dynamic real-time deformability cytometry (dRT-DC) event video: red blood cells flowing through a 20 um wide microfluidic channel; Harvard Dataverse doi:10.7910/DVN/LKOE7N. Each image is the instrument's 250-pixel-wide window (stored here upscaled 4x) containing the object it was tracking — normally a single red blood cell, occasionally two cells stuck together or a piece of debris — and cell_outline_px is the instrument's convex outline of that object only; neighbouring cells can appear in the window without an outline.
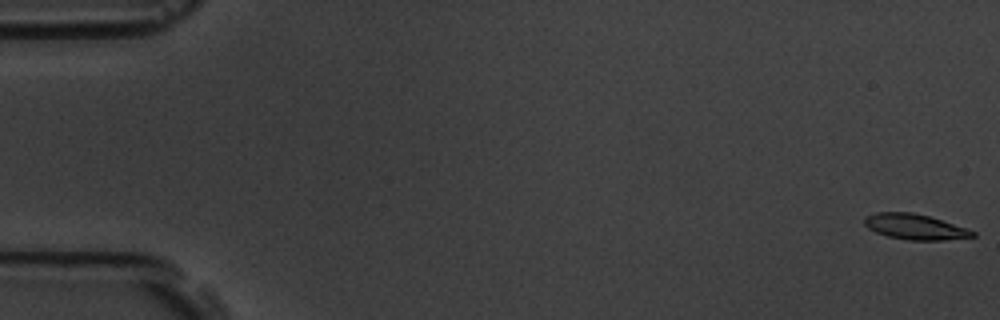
{"species": "common noctule bat (a hibernating species)", "species_latin": "Nyctalus noctula", "temperature_condition": "room temperature", "stored_images_in_passage": 56, "camera_frame_rate_fps": 3000, "um_per_image_px": 0.085, "animal": {"sex": "male", "body_mass_g": 19.5, "forearm_length_mm": 54.6}, "frame": {"image": 1, "passage_image": 1, "time_ms": 0.0, "image_size_px": [1000, 320], "cell_outline_px": [[976, 236], [944, 240], [908, 240], [888, 236], [876, 232], [868, 228], [864, 224], [864, 216], [876, 212], [912, 212], [928, 216], [976, 232]], "centroid_in_image_um": [77.71, 19.27], "position_along_channel_um": 7.3, "area_um2": 15.84}}
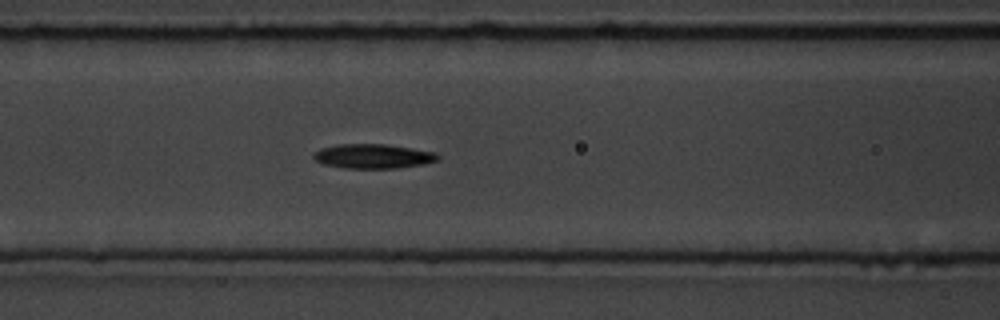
{"frame": {"image": 2, "passage_image": 24, "time_ms": 7.667, "image_size_px": [1000, 320], "cell_outline_px": [[440, 160], [424, 164], [396, 168], [344, 168], [324, 164], [316, 160], [312, 156], [320, 148], [340, 144], [384, 144], [412, 148], [436, 152], [440, 156]], "centroid_in_image_um": [31.76, 13.28], "position_along_channel_um": 134.8, "area_um2": 17.69}}
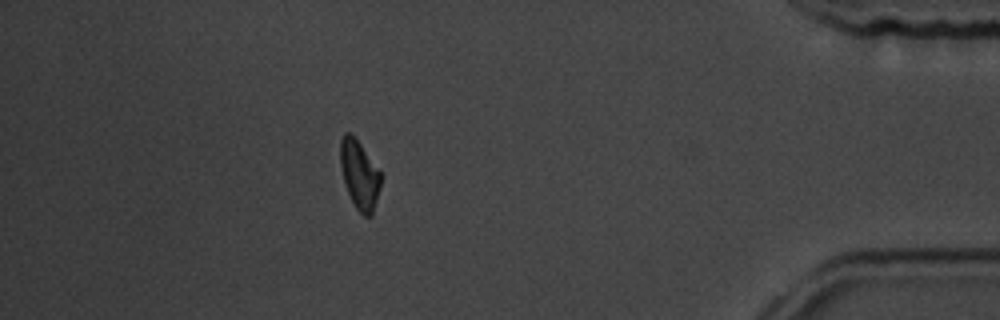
{"frame": {"image": 3, "passage_image": 50, "time_ms": 16.333, "image_size_px": [1000, 320], "cell_outline_px": [[380, 188], [372, 216], [364, 216], [356, 208], [344, 184], [340, 164], [340, 140], [344, 132], [352, 132], [380, 172]], "centroid_in_image_um": [30.53, 14.82], "position_along_channel_um": 404.7, "area_um2": 16.13}, "authors_computed_cell_mechanics": {"area_um2": 16.8198, "velocity_mm_per_s": 3.65, "shape_relaxation_time_tau1_ms": 5.543, "shape_relaxation_time_tau2_ms": null, "deformation_change_tau1": 0.1717, "deformation_change_tau2": null}}